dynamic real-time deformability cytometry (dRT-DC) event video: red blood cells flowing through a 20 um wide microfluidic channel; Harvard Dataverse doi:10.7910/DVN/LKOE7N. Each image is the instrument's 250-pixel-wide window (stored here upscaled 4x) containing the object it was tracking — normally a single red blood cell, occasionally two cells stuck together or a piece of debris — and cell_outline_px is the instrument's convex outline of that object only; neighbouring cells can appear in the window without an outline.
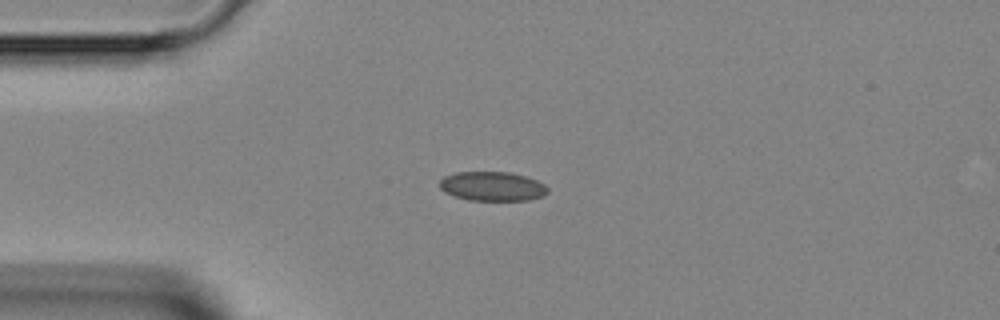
{"species": "Egyptian fruit bat (a non-hibernating species)", "species_latin": "Rousettus aegyptiacus", "temperature_condition": "room temperature", "stored_images_in_passage": 36, "camera_frame_rate_fps": 3000, "um_per_image_px": 0.085, "animal": {"sex": "female"}, "frame": {"image": 1, "passage_image": 1, "time_ms": 0.0, "image_size_px": [1000, 320], "cell_outline_px": [[548, 192], [544, 196], [528, 200], [468, 200], [444, 192], [440, 188], [440, 180], [444, 176], [456, 172], [508, 172], [524, 176], [536, 180], [544, 184], [548, 188]], "centroid_in_image_um": [41.85, 15.83], "position_along_channel_um": 43.2, "area_um2": 18.38}}
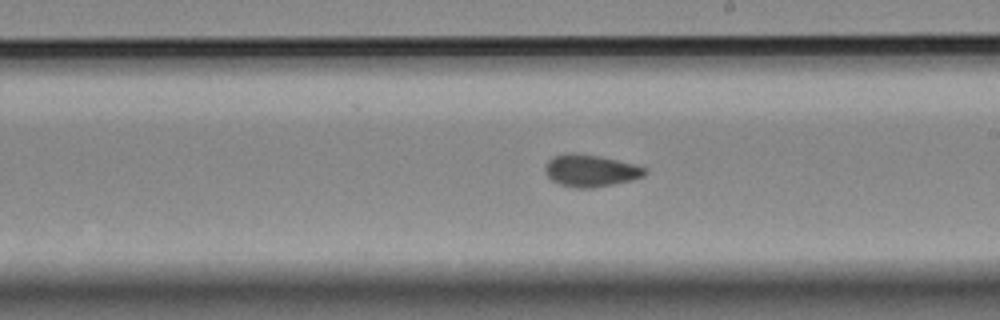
{"frame": {"image": 2, "passage_image": 16, "time_ms": 5.0, "image_size_px": [1000, 320], "cell_outline_px": [[648, 172], [644, 176], [632, 180], [592, 188], [576, 188], [560, 184], [552, 180], [544, 172], [544, 168], [548, 160], [552, 156], [564, 152], [576, 152], [600, 156], [632, 164], [644, 168]], "centroid_in_image_um": [50.14, 14.49], "position_along_channel_um": 238.9, "area_um2": 18.73}}
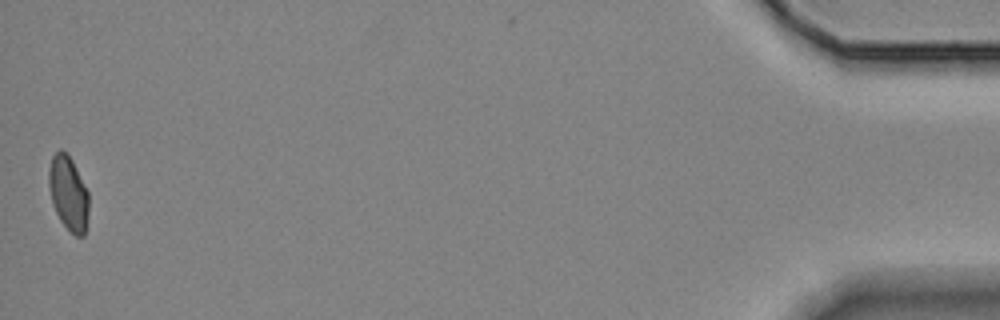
{"frame": {"image": 3, "passage_image": 36, "time_ms": 11.667, "image_size_px": [1000, 320], "cell_outline_px": [[88, 216], [84, 236], [76, 236], [60, 220], [52, 204], [48, 184], [48, 168], [52, 156], [60, 148], [68, 152], [88, 192]], "centroid_in_image_um": [5.79, 16.38], "position_along_channel_um": 429.4, "area_um2": 17.4}}